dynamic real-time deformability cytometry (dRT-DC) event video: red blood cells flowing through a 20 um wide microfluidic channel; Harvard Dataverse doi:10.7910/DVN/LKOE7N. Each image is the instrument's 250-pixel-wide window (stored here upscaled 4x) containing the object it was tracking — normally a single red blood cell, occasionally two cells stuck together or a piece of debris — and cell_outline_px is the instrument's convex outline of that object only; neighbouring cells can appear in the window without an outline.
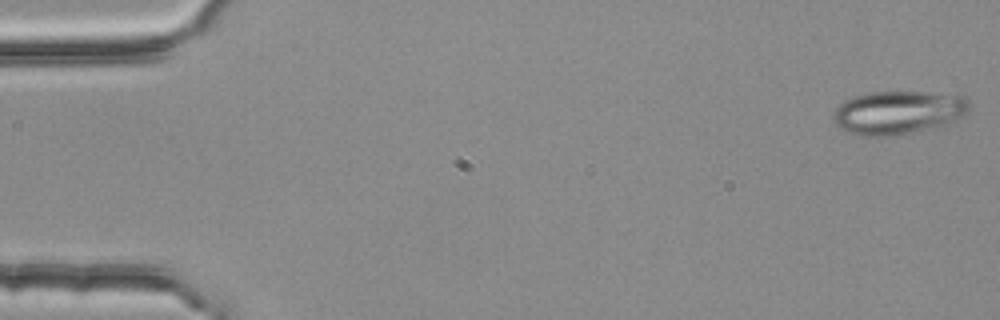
{"species": "common noctule bat (a hibernating species)", "species_latin": "Nyctalus noctula", "temperature_condition": "room temperature", "stored_images_in_passage": 54, "camera_frame_rate_fps": 3000, "um_per_image_px": 0.085, "animal": {"sex": "female", "body_mass_g": 25.1}, "frame": {"image": 1, "passage_image": 1, "time_ms": 0.0, "image_size_px": [1000, 320], "cell_outline_px": [[968, 112], [936, 128], [884, 136], [860, 136], [844, 132], [836, 124], [832, 116], [836, 108], [844, 100], [852, 96], [868, 92], [920, 92], [964, 96], [968, 100]], "centroid_in_image_um": [76.27, 9.56], "position_along_channel_um": 8.7, "area_um2": 34.22}}
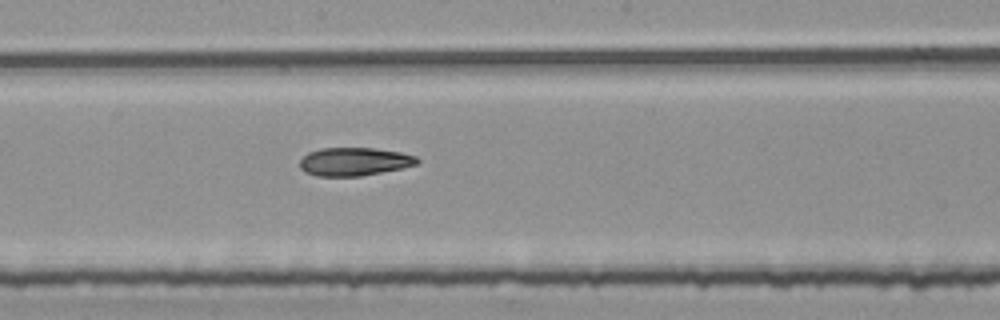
{"frame": {"image": 2, "passage_image": 29, "time_ms": 9.333, "image_size_px": [1000, 320], "cell_outline_px": [[420, 160], [416, 164], [400, 168], [360, 176], [316, 176], [304, 172], [300, 168], [300, 160], [308, 152], [320, 148], [376, 148], [400, 152], [416, 156]], "centroid_in_image_um": [30.08, 13.73], "position_along_channel_um": 218.1, "area_um2": 19.25}}
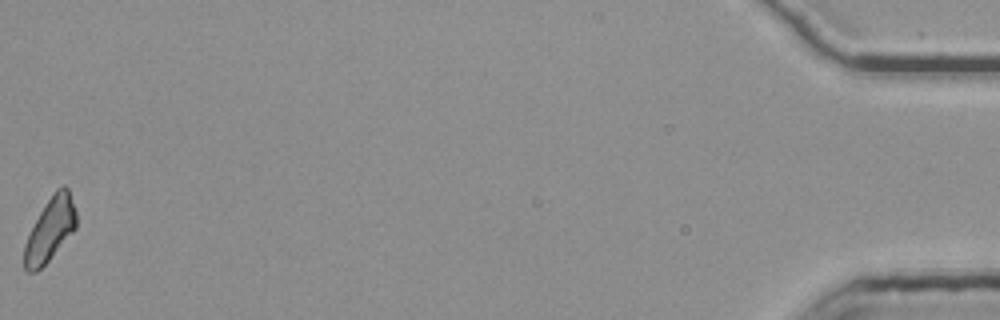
{"frame": {"image": 3, "passage_image": 54, "time_ms": 17.667, "image_size_px": [1000, 320], "cell_outline_px": [[76, 228], [48, 260], [36, 272], [24, 272], [24, 244], [40, 212], [56, 188], [64, 184], [68, 188], [76, 208]], "centroid_in_image_um": [4.27, 19.49], "position_along_channel_um": 430.9, "area_um2": 18.96}, "authors_computed_cell_mechanics": {"area_um2": 19.7387, "velocity_mm_per_s": 3.7925, "shape_relaxation_time_tau1_ms": 9.1128, "shape_relaxation_time_tau2_ms": null, "deformation_change_tau1": 0.2132, "deformation_change_tau2": null}}